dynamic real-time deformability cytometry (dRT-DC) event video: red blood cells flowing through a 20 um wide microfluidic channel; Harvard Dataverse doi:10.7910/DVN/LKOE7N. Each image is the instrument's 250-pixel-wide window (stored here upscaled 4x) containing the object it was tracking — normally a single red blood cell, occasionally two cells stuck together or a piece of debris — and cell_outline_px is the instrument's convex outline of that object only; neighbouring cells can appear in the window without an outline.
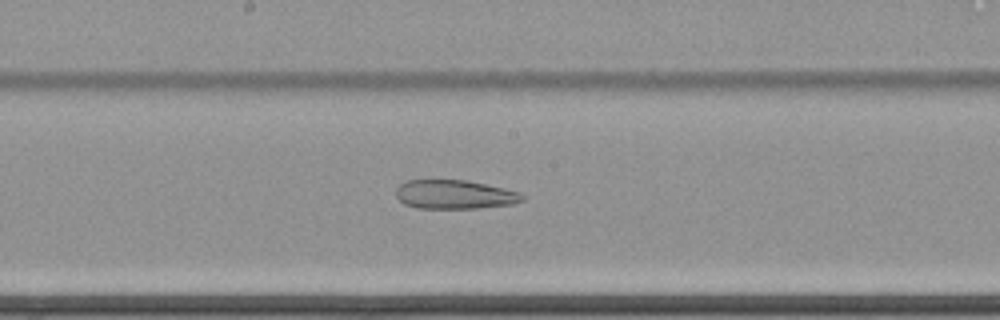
{"species": "common noctule bat (a hibernating species)", "species_latin": "Nyctalus noctula", "temperature_condition": "cold", "stored_images_in_passage": 64, "camera_frame_rate_fps": 3000, "um_per_image_px": 0.085, "animal": {"sex": "female", "body_mass_g": 22.7, "forearm_length_mm": 54.2}, "frame": {"image": 1, "passage_image": 37, "time_ms": 12.0, "image_size_px": [1000, 320], "cell_outline_px": [[524, 200], [512, 204], [476, 208], [416, 208], [404, 204], [396, 196], [396, 188], [400, 184], [408, 180], [468, 180], [504, 188], [520, 192], [524, 196]], "centroid_in_image_um": [38.64, 16.53], "position_along_channel_um": 209.6, "area_um2": 21.33}}
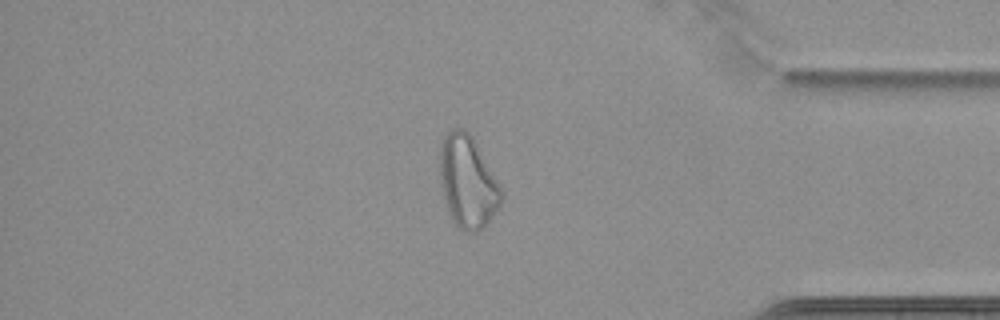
{"frame": {"image": 2, "passage_image": 55, "time_ms": 18.0, "image_size_px": [1000, 320], "cell_outline_px": [[504, 196], [496, 212], [476, 232], [464, 232], [456, 224], [448, 212], [444, 196], [440, 172], [440, 144], [444, 136], [452, 128], [464, 128], [472, 136], [504, 192]], "centroid_in_image_um": [39.76, 15.43], "position_along_channel_um": 395.4, "area_um2": 32.66}}